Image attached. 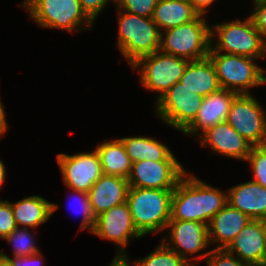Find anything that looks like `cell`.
<instances>
[{"instance_id": "28", "label": "cell", "mask_w": 266, "mask_h": 266, "mask_svg": "<svg viewBox=\"0 0 266 266\" xmlns=\"http://www.w3.org/2000/svg\"><path fill=\"white\" fill-rule=\"evenodd\" d=\"M206 258L207 266H250L242 262L237 256L230 253L227 249H212L205 253L196 255L193 259L202 260Z\"/></svg>"}, {"instance_id": "32", "label": "cell", "mask_w": 266, "mask_h": 266, "mask_svg": "<svg viewBox=\"0 0 266 266\" xmlns=\"http://www.w3.org/2000/svg\"><path fill=\"white\" fill-rule=\"evenodd\" d=\"M73 192L78 195L77 198H79L80 200L81 210L83 213L80 230L88 229L90 232H93L96 218L92 212L91 205L89 203L88 193L82 191Z\"/></svg>"}, {"instance_id": "15", "label": "cell", "mask_w": 266, "mask_h": 266, "mask_svg": "<svg viewBox=\"0 0 266 266\" xmlns=\"http://www.w3.org/2000/svg\"><path fill=\"white\" fill-rule=\"evenodd\" d=\"M226 249L250 266H266V235L261 219H251Z\"/></svg>"}, {"instance_id": "1", "label": "cell", "mask_w": 266, "mask_h": 266, "mask_svg": "<svg viewBox=\"0 0 266 266\" xmlns=\"http://www.w3.org/2000/svg\"><path fill=\"white\" fill-rule=\"evenodd\" d=\"M226 204L227 192L185 172L173 190L170 220L197 221L209 225L212 217Z\"/></svg>"}, {"instance_id": "19", "label": "cell", "mask_w": 266, "mask_h": 266, "mask_svg": "<svg viewBox=\"0 0 266 266\" xmlns=\"http://www.w3.org/2000/svg\"><path fill=\"white\" fill-rule=\"evenodd\" d=\"M250 220L249 216L227 203L208 225L209 244H216V249H226Z\"/></svg>"}, {"instance_id": "6", "label": "cell", "mask_w": 266, "mask_h": 266, "mask_svg": "<svg viewBox=\"0 0 266 266\" xmlns=\"http://www.w3.org/2000/svg\"><path fill=\"white\" fill-rule=\"evenodd\" d=\"M220 87L238 94H249L252 87L266 84V71L254 62V58L209 52Z\"/></svg>"}, {"instance_id": "8", "label": "cell", "mask_w": 266, "mask_h": 266, "mask_svg": "<svg viewBox=\"0 0 266 266\" xmlns=\"http://www.w3.org/2000/svg\"><path fill=\"white\" fill-rule=\"evenodd\" d=\"M188 63V59L158 50L140 58L132 68L140 70V82L149 91L158 93V101L175 83L180 81Z\"/></svg>"}, {"instance_id": "33", "label": "cell", "mask_w": 266, "mask_h": 266, "mask_svg": "<svg viewBox=\"0 0 266 266\" xmlns=\"http://www.w3.org/2000/svg\"><path fill=\"white\" fill-rule=\"evenodd\" d=\"M111 1L116 5L117 0H79L82 10L93 22L106 4Z\"/></svg>"}, {"instance_id": "26", "label": "cell", "mask_w": 266, "mask_h": 266, "mask_svg": "<svg viewBox=\"0 0 266 266\" xmlns=\"http://www.w3.org/2000/svg\"><path fill=\"white\" fill-rule=\"evenodd\" d=\"M133 263L134 266H191L163 242L151 254Z\"/></svg>"}, {"instance_id": "27", "label": "cell", "mask_w": 266, "mask_h": 266, "mask_svg": "<svg viewBox=\"0 0 266 266\" xmlns=\"http://www.w3.org/2000/svg\"><path fill=\"white\" fill-rule=\"evenodd\" d=\"M30 232L32 231H29V228L17 227L3 239L13 245V257L29 256L40 252Z\"/></svg>"}, {"instance_id": "38", "label": "cell", "mask_w": 266, "mask_h": 266, "mask_svg": "<svg viewBox=\"0 0 266 266\" xmlns=\"http://www.w3.org/2000/svg\"><path fill=\"white\" fill-rule=\"evenodd\" d=\"M5 178H6L5 165L2 162V160H0V188L3 185V183L5 182Z\"/></svg>"}, {"instance_id": "25", "label": "cell", "mask_w": 266, "mask_h": 266, "mask_svg": "<svg viewBox=\"0 0 266 266\" xmlns=\"http://www.w3.org/2000/svg\"><path fill=\"white\" fill-rule=\"evenodd\" d=\"M132 163L142 160H177L167 146L150 137L120 138Z\"/></svg>"}, {"instance_id": "20", "label": "cell", "mask_w": 266, "mask_h": 266, "mask_svg": "<svg viewBox=\"0 0 266 266\" xmlns=\"http://www.w3.org/2000/svg\"><path fill=\"white\" fill-rule=\"evenodd\" d=\"M227 203L251 219L266 218V188L254 181L227 190Z\"/></svg>"}, {"instance_id": "18", "label": "cell", "mask_w": 266, "mask_h": 266, "mask_svg": "<svg viewBox=\"0 0 266 266\" xmlns=\"http://www.w3.org/2000/svg\"><path fill=\"white\" fill-rule=\"evenodd\" d=\"M128 180L113 175H102L88 191L89 203L95 216L127 200Z\"/></svg>"}, {"instance_id": "11", "label": "cell", "mask_w": 266, "mask_h": 266, "mask_svg": "<svg viewBox=\"0 0 266 266\" xmlns=\"http://www.w3.org/2000/svg\"><path fill=\"white\" fill-rule=\"evenodd\" d=\"M186 170L178 160H142L132 163L129 187L175 189Z\"/></svg>"}, {"instance_id": "29", "label": "cell", "mask_w": 266, "mask_h": 266, "mask_svg": "<svg viewBox=\"0 0 266 266\" xmlns=\"http://www.w3.org/2000/svg\"><path fill=\"white\" fill-rule=\"evenodd\" d=\"M246 161L254 175L252 181L266 188V145L252 146Z\"/></svg>"}, {"instance_id": "9", "label": "cell", "mask_w": 266, "mask_h": 266, "mask_svg": "<svg viewBox=\"0 0 266 266\" xmlns=\"http://www.w3.org/2000/svg\"><path fill=\"white\" fill-rule=\"evenodd\" d=\"M252 146L266 145V111L249 94H238L226 120Z\"/></svg>"}, {"instance_id": "17", "label": "cell", "mask_w": 266, "mask_h": 266, "mask_svg": "<svg viewBox=\"0 0 266 266\" xmlns=\"http://www.w3.org/2000/svg\"><path fill=\"white\" fill-rule=\"evenodd\" d=\"M201 146L228 158L246 161L252 145L245 140L227 121L216 124L199 136Z\"/></svg>"}, {"instance_id": "39", "label": "cell", "mask_w": 266, "mask_h": 266, "mask_svg": "<svg viewBox=\"0 0 266 266\" xmlns=\"http://www.w3.org/2000/svg\"><path fill=\"white\" fill-rule=\"evenodd\" d=\"M0 266H12L8 259L0 257Z\"/></svg>"}, {"instance_id": "35", "label": "cell", "mask_w": 266, "mask_h": 266, "mask_svg": "<svg viewBox=\"0 0 266 266\" xmlns=\"http://www.w3.org/2000/svg\"><path fill=\"white\" fill-rule=\"evenodd\" d=\"M0 257L8 259L12 266H42V262H44L41 252L29 256L10 258L6 253L0 251Z\"/></svg>"}, {"instance_id": "3", "label": "cell", "mask_w": 266, "mask_h": 266, "mask_svg": "<svg viewBox=\"0 0 266 266\" xmlns=\"http://www.w3.org/2000/svg\"><path fill=\"white\" fill-rule=\"evenodd\" d=\"M119 10L118 48L130 65L160 49L161 32L151 17Z\"/></svg>"}, {"instance_id": "21", "label": "cell", "mask_w": 266, "mask_h": 266, "mask_svg": "<svg viewBox=\"0 0 266 266\" xmlns=\"http://www.w3.org/2000/svg\"><path fill=\"white\" fill-rule=\"evenodd\" d=\"M180 82L191 93L196 92L203 97L221 88L215 66L209 56L189 61Z\"/></svg>"}, {"instance_id": "22", "label": "cell", "mask_w": 266, "mask_h": 266, "mask_svg": "<svg viewBox=\"0 0 266 266\" xmlns=\"http://www.w3.org/2000/svg\"><path fill=\"white\" fill-rule=\"evenodd\" d=\"M10 203L17 227L23 226L29 229H34L47 222L54 211L59 208L58 204L49 202L38 195Z\"/></svg>"}, {"instance_id": "40", "label": "cell", "mask_w": 266, "mask_h": 266, "mask_svg": "<svg viewBox=\"0 0 266 266\" xmlns=\"http://www.w3.org/2000/svg\"><path fill=\"white\" fill-rule=\"evenodd\" d=\"M261 221H262V224H263V226H264L265 235H266V218L261 219Z\"/></svg>"}, {"instance_id": "24", "label": "cell", "mask_w": 266, "mask_h": 266, "mask_svg": "<svg viewBox=\"0 0 266 266\" xmlns=\"http://www.w3.org/2000/svg\"><path fill=\"white\" fill-rule=\"evenodd\" d=\"M95 150L98 153L104 175L128 179L132 168V161L120 139L104 141Z\"/></svg>"}, {"instance_id": "2", "label": "cell", "mask_w": 266, "mask_h": 266, "mask_svg": "<svg viewBox=\"0 0 266 266\" xmlns=\"http://www.w3.org/2000/svg\"><path fill=\"white\" fill-rule=\"evenodd\" d=\"M173 190L129 187L126 202L133 223L143 236L166 230Z\"/></svg>"}, {"instance_id": "41", "label": "cell", "mask_w": 266, "mask_h": 266, "mask_svg": "<svg viewBox=\"0 0 266 266\" xmlns=\"http://www.w3.org/2000/svg\"><path fill=\"white\" fill-rule=\"evenodd\" d=\"M254 3H263L266 2V0H253Z\"/></svg>"}, {"instance_id": "10", "label": "cell", "mask_w": 266, "mask_h": 266, "mask_svg": "<svg viewBox=\"0 0 266 266\" xmlns=\"http://www.w3.org/2000/svg\"><path fill=\"white\" fill-rule=\"evenodd\" d=\"M203 98L179 81L156 102L155 113L169 126L183 131L195 119Z\"/></svg>"}, {"instance_id": "5", "label": "cell", "mask_w": 266, "mask_h": 266, "mask_svg": "<svg viewBox=\"0 0 266 266\" xmlns=\"http://www.w3.org/2000/svg\"><path fill=\"white\" fill-rule=\"evenodd\" d=\"M211 49V26L204 15L161 32L160 51L192 60L203 59Z\"/></svg>"}, {"instance_id": "37", "label": "cell", "mask_w": 266, "mask_h": 266, "mask_svg": "<svg viewBox=\"0 0 266 266\" xmlns=\"http://www.w3.org/2000/svg\"><path fill=\"white\" fill-rule=\"evenodd\" d=\"M129 259L127 255H116L112 263L109 266H134V263L129 264ZM133 264V265H132Z\"/></svg>"}, {"instance_id": "16", "label": "cell", "mask_w": 266, "mask_h": 266, "mask_svg": "<svg viewBox=\"0 0 266 266\" xmlns=\"http://www.w3.org/2000/svg\"><path fill=\"white\" fill-rule=\"evenodd\" d=\"M238 93L220 88L203 98L195 119L182 131L187 135L199 136L216 124L225 122L230 106Z\"/></svg>"}, {"instance_id": "12", "label": "cell", "mask_w": 266, "mask_h": 266, "mask_svg": "<svg viewBox=\"0 0 266 266\" xmlns=\"http://www.w3.org/2000/svg\"><path fill=\"white\" fill-rule=\"evenodd\" d=\"M92 234L114 242L118 247L116 255H127L124 247L129 241L143 237L133 223L127 202L114 206L97 216Z\"/></svg>"}, {"instance_id": "23", "label": "cell", "mask_w": 266, "mask_h": 266, "mask_svg": "<svg viewBox=\"0 0 266 266\" xmlns=\"http://www.w3.org/2000/svg\"><path fill=\"white\" fill-rule=\"evenodd\" d=\"M199 15L188 0H159L151 18L163 32L193 21Z\"/></svg>"}, {"instance_id": "34", "label": "cell", "mask_w": 266, "mask_h": 266, "mask_svg": "<svg viewBox=\"0 0 266 266\" xmlns=\"http://www.w3.org/2000/svg\"><path fill=\"white\" fill-rule=\"evenodd\" d=\"M254 9L249 15L255 25V28L260 32L262 37L266 40V2L253 3Z\"/></svg>"}, {"instance_id": "7", "label": "cell", "mask_w": 266, "mask_h": 266, "mask_svg": "<svg viewBox=\"0 0 266 266\" xmlns=\"http://www.w3.org/2000/svg\"><path fill=\"white\" fill-rule=\"evenodd\" d=\"M30 18L42 27L78 32L91 29L93 21L82 10L79 0H24L21 5ZM84 25L83 27H81ZM79 27V28H78Z\"/></svg>"}, {"instance_id": "30", "label": "cell", "mask_w": 266, "mask_h": 266, "mask_svg": "<svg viewBox=\"0 0 266 266\" xmlns=\"http://www.w3.org/2000/svg\"><path fill=\"white\" fill-rule=\"evenodd\" d=\"M159 0H117V9L143 17H152Z\"/></svg>"}, {"instance_id": "31", "label": "cell", "mask_w": 266, "mask_h": 266, "mask_svg": "<svg viewBox=\"0 0 266 266\" xmlns=\"http://www.w3.org/2000/svg\"><path fill=\"white\" fill-rule=\"evenodd\" d=\"M17 228L9 200H0V238L4 239Z\"/></svg>"}, {"instance_id": "36", "label": "cell", "mask_w": 266, "mask_h": 266, "mask_svg": "<svg viewBox=\"0 0 266 266\" xmlns=\"http://www.w3.org/2000/svg\"><path fill=\"white\" fill-rule=\"evenodd\" d=\"M193 8L200 14L205 15L208 7L212 5L215 0H188Z\"/></svg>"}, {"instance_id": "13", "label": "cell", "mask_w": 266, "mask_h": 266, "mask_svg": "<svg viewBox=\"0 0 266 266\" xmlns=\"http://www.w3.org/2000/svg\"><path fill=\"white\" fill-rule=\"evenodd\" d=\"M57 161L63 181L72 191L88 193L93 184L103 175L97 151L67 155L60 153Z\"/></svg>"}, {"instance_id": "4", "label": "cell", "mask_w": 266, "mask_h": 266, "mask_svg": "<svg viewBox=\"0 0 266 266\" xmlns=\"http://www.w3.org/2000/svg\"><path fill=\"white\" fill-rule=\"evenodd\" d=\"M214 36L217 39L216 42L213 41ZM222 51L225 54L247 56L254 59L265 58L266 40L255 28L250 16L244 22L236 19L231 22L218 23L213 26V29L211 28L209 52Z\"/></svg>"}, {"instance_id": "14", "label": "cell", "mask_w": 266, "mask_h": 266, "mask_svg": "<svg viewBox=\"0 0 266 266\" xmlns=\"http://www.w3.org/2000/svg\"><path fill=\"white\" fill-rule=\"evenodd\" d=\"M167 228L171 240L169 242L165 236L161 241L191 266H196L195 262L188 260L187 255H195L209 247L208 225L197 221L169 220Z\"/></svg>"}]
</instances>
